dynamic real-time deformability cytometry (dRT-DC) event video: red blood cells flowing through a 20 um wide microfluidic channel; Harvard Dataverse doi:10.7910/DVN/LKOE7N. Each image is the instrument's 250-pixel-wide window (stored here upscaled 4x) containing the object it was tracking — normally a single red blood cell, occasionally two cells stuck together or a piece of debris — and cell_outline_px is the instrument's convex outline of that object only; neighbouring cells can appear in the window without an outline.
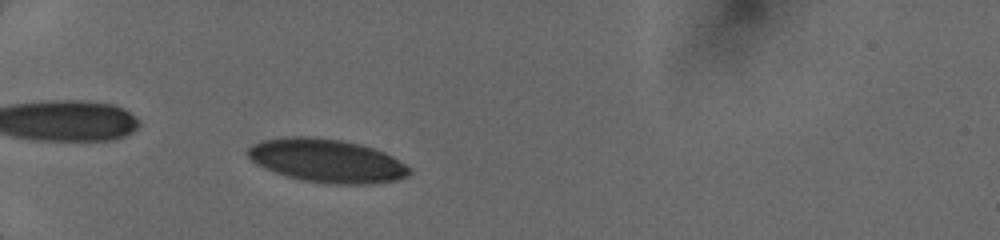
{"species": "human", "species_latin": "Homo sapiens", "temperature_condition": "cold", "stored_images_in_passage": 3, "camera_frame_rate_fps": 3000, "um_per_image_px": 0.085, "donor": {"sex": "female"}, "frame": {"image": 1, "passage_image": 1, "time_ms": 0.0, "image_size_px": [1000, 240], "cell_outline_px": [[412, 172], [408, 176], [396, 180], [372, 184], [328, 184], [300, 180], [264, 168], [256, 164], [244, 152], [252, 144], [260, 140], [292, 136], [308, 136], [340, 140], [360, 144], [384, 152], [392, 156], [412, 168]], "centroid_in_image_um": [27.78, 13.66], "position_along_channel_um": 57.2, "area_um2": 41.1}}